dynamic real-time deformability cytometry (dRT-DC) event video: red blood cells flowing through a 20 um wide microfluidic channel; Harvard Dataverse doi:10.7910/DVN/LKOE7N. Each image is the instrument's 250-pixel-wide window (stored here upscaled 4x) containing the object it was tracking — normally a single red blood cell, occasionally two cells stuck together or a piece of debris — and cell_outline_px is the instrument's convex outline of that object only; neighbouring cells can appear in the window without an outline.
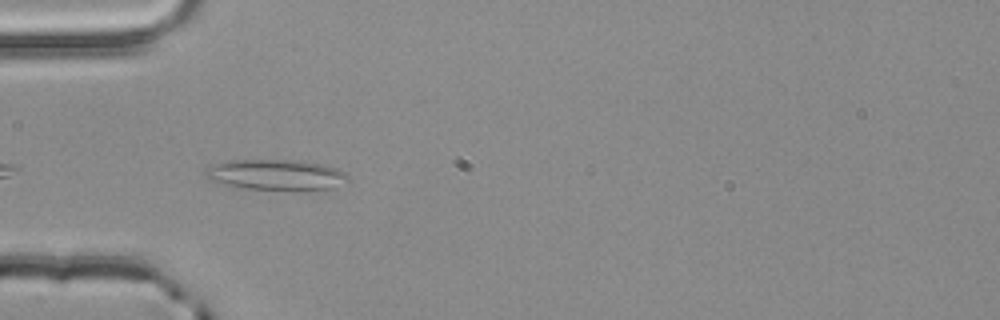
{"species": "common noctule bat (a hibernating species)", "species_latin": "Nyctalus noctula", "temperature_condition": "room temperature", "stored_images_in_passage": 39, "camera_frame_rate_fps": 3000, "um_per_image_px": 0.085, "animal": {"sex": "male", "body_mass_g": 20.4}, "frame": {"image": 1, "passage_image": 2, "time_ms": 0.333, "image_size_px": [1000, 320], "cell_outline_px": [[352, 180], [332, 188], [244, 188], [224, 184], [208, 180], [204, 176], [204, 172], [212, 164], [232, 160], [300, 160], [324, 164], [336, 168], [344, 172]], "centroid_in_image_um": [23.45, 14.82], "position_along_channel_um": 61.5, "area_um2": 24.97}}
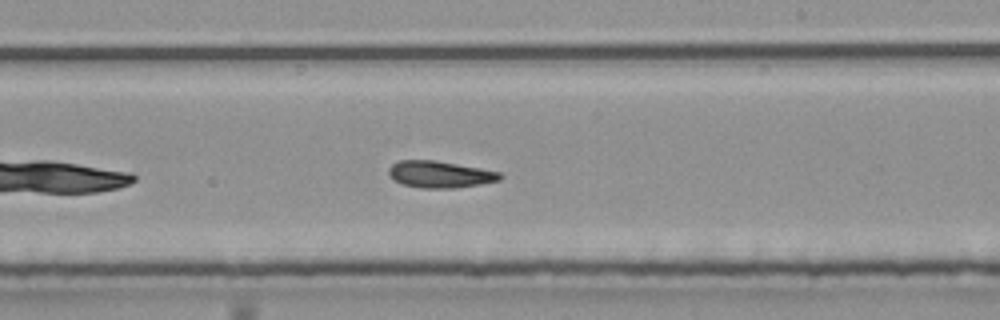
{"frame": {"image": 2, "passage_image": 17, "time_ms": 5.333, "image_size_px": [1000, 320], "cell_outline_px": [[504, 176], [500, 180], [480, 184], [452, 188], [420, 188], [400, 184], [388, 176], [388, 168], [392, 164], [400, 160], [436, 160], [480, 168], [500, 172]], "centroid_in_image_um": [37.36, 14.82], "position_along_channel_um": 251.6, "area_um2": 17.51}}
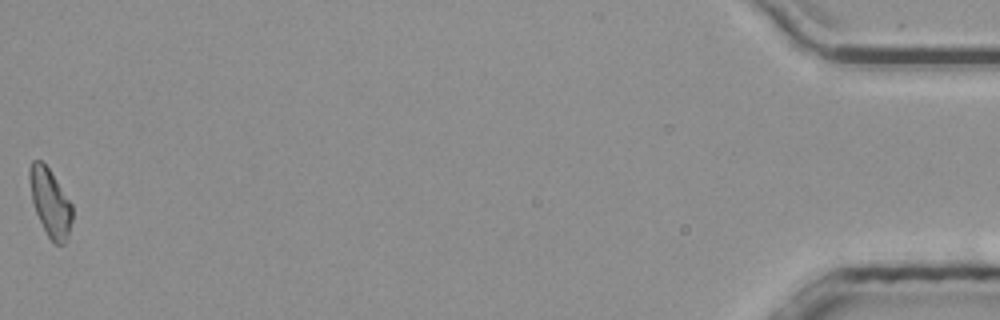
{"frame": {"image": 3, "passage_image": 39, "time_ms": 12.667, "image_size_px": [1000, 320], "cell_outline_px": [[72, 220], [68, 240], [64, 244], [56, 244], [48, 236], [36, 212], [32, 200], [28, 180], [28, 168], [32, 160], [40, 160], [48, 168], [72, 204]], "centroid_in_image_um": [4.26, 17.21], "position_along_channel_um": 430.9, "area_um2": 16.76}}